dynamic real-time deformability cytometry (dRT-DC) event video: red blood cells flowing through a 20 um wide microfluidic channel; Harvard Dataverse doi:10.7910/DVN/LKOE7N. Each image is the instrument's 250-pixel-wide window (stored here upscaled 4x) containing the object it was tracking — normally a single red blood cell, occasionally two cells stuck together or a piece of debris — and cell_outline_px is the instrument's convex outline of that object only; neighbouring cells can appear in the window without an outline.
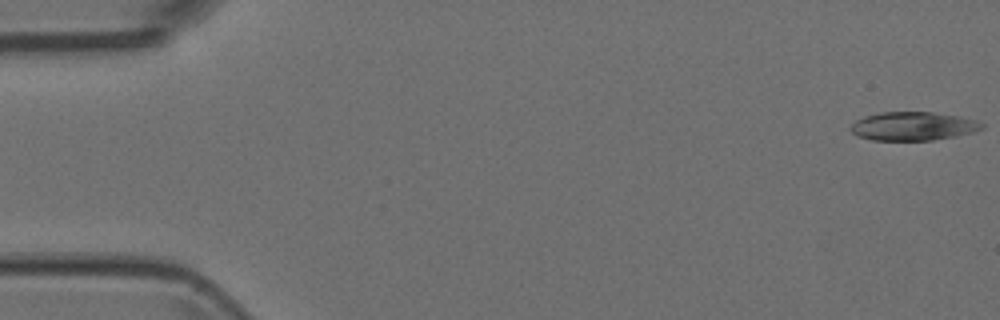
{"species": "Egyptian fruit bat (a non-hibernating species)", "species_latin": "Rousettus aegyptiacus", "temperature_condition": "room temperature", "stored_images_in_passage": 6, "camera_frame_rate_fps": 3000, "um_per_image_px": 0.085, "animal": {"sex": "female"}, "frame": {"image": 1, "passage_image": 1, "time_ms": 0.0, "image_size_px": [1000, 320], "cell_outline_px": [[984, 128], [972, 132], [956, 136], [932, 140], [872, 140], [860, 136], [852, 132], [848, 128], [856, 120], [864, 116], [880, 112], [932, 112], [960, 116], [980, 120], [984, 124]], "centroid_in_image_um": [77.64, 10.71], "position_along_channel_um": 7.4, "area_um2": 21.96}}